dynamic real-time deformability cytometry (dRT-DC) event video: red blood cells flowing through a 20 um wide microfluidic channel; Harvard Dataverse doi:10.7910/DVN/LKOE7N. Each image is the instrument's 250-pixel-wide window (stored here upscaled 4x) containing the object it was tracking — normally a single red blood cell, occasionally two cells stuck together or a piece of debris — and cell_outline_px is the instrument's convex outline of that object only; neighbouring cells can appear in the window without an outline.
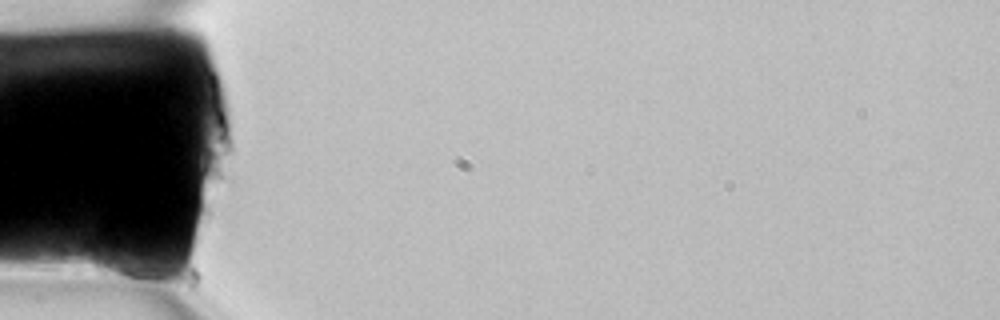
{"species": "common noctule bat (a hibernating species)", "species_latin": "Nyctalus noctula", "temperature_condition": "room temperature", "stored_images_in_passage": 4, "camera_frame_rate_fps": 3000, "um_per_image_px": 0.085, "animal": {"sex": "female", "body_mass_g": 22.7, "forearm_length_mm": 54.2}, "frame": {"image": 1, "passage_image": 1, "time_ms": 0.0, "image_size_px": [1000, 320], "cell_outline_px": [[160, 276], [156, 288], [96, 272], [92, 264], [92, 252], [96, 244], [136, 252]], "centroid_in_image_um": [10.51, 22.57], "position_along_channel_um": 74.5, "area_um2": 12.66}}